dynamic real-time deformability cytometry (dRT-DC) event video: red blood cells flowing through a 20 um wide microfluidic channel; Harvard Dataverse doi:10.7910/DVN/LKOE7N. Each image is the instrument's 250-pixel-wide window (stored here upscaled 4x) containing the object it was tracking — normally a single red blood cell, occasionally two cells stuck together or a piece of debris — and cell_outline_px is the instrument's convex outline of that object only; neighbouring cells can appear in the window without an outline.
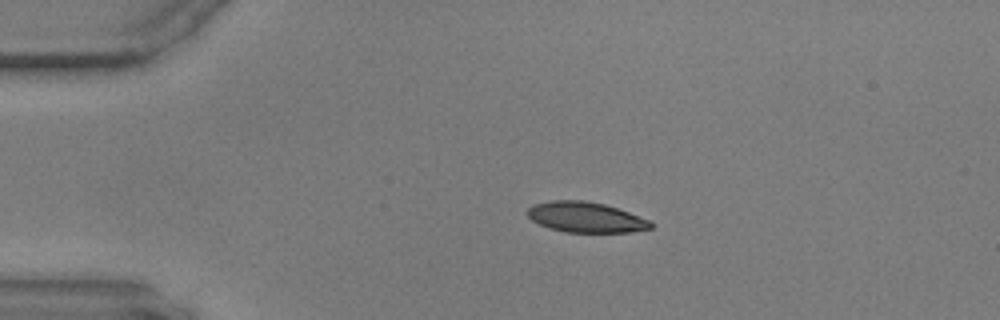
{"species": "common noctule bat (a hibernating species)", "species_latin": "Nyctalus noctula", "temperature_condition": "warm", "stored_images_in_passage": 46, "camera_frame_rate_fps": 3000, "um_per_image_px": 0.085, "animal": {"sex": "male", "body_mass_g": 17.9, "forearm_length_mm": 54.2}, "frame": {"image": 1, "passage_image": 1, "time_ms": 0.0, "image_size_px": [1000, 320], "cell_outline_px": [[652, 228], [628, 232], [564, 232], [540, 224], [532, 220], [528, 216], [528, 208], [536, 204], [552, 200], [584, 200], [604, 204], [628, 212], [648, 220], [652, 224]], "centroid_in_image_um": [49.78, 18.46], "position_along_channel_um": 35.2, "area_um2": 21.44}}
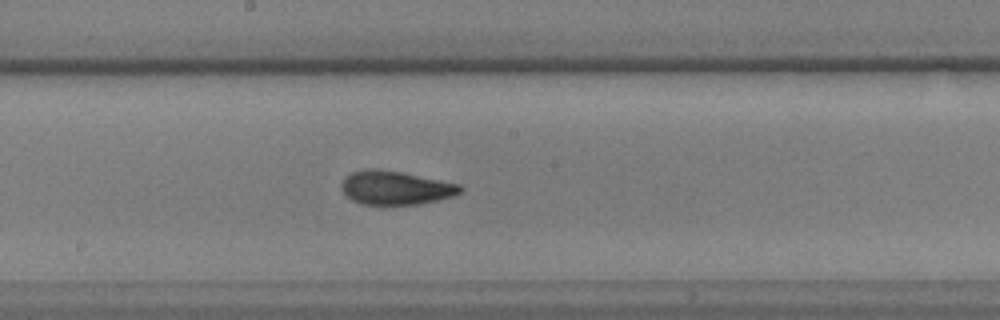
{"frame": {"image": 2, "passage_image": 20, "time_ms": 6.333, "image_size_px": [1000, 320], "cell_outline_px": [[464, 188], [460, 192], [452, 196], [436, 200], [416, 204], [360, 204], [352, 200], [340, 188], [340, 184], [344, 176], [352, 172], [368, 168], [372, 168], [400, 172], [460, 184]], "centroid_in_image_um": [33.57, 15.95], "position_along_channel_um": 214.6, "area_um2": 23.12}}
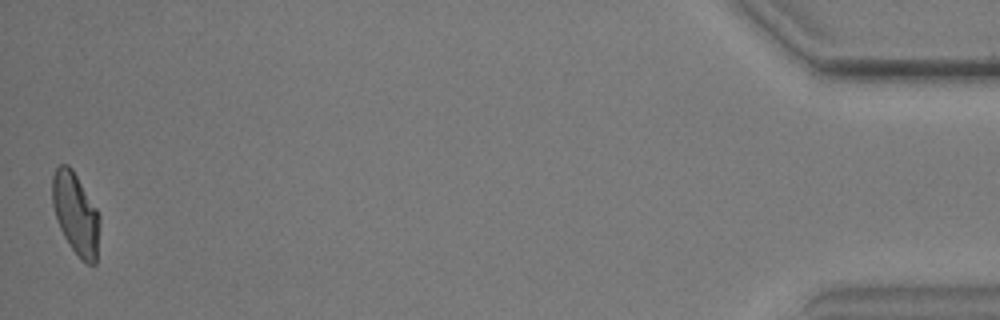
{"frame": {"image": 3, "passage_image": 46, "time_ms": 15.0, "image_size_px": [1000, 320], "cell_outline_px": [[100, 220], [96, 264], [88, 264], [80, 260], [64, 236], [60, 228], [52, 204], [52, 176], [56, 168], [60, 164], [68, 164], [72, 168], [96, 208], [100, 216]], "centroid_in_image_um": [6.44, 18.17], "position_along_channel_um": 428.8, "area_um2": 22.48}}